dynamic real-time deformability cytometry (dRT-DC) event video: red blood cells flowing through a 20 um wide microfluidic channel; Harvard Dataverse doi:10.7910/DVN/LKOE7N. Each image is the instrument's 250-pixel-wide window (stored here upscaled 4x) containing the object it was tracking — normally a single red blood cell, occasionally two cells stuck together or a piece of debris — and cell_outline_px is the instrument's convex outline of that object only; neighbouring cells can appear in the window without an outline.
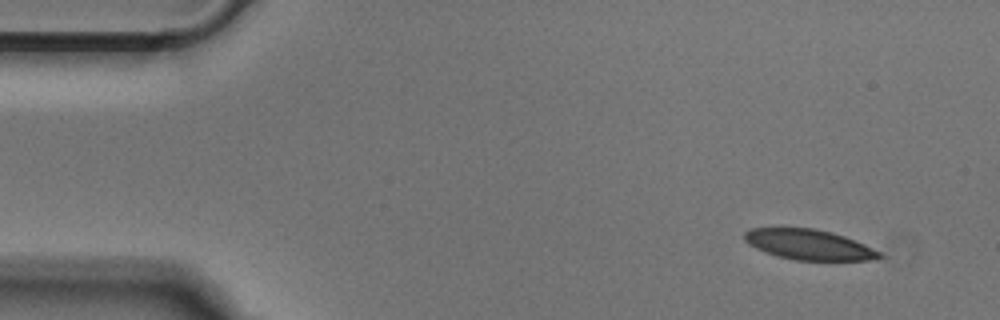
{"species": "Egyptian fruit bat (a non-hibernating species)", "species_latin": "Rousettus aegyptiacus", "temperature_condition": "cold", "stored_images_in_passage": 48, "camera_frame_rate_fps": 3000, "um_per_image_px": 0.085, "animal": {"sex": "male"}, "frame": {"image": 1, "passage_image": 1, "time_ms": 0.0, "image_size_px": [1000, 320], "cell_outline_px": [[884, 256], [868, 260], [796, 260], [780, 256], [756, 248], [748, 244], [744, 240], [744, 232], [752, 228], [812, 228], [832, 232], [844, 236], [864, 244], [880, 252]], "centroid_in_image_um": [68.75, 20.78], "position_along_channel_um": 16.3, "area_um2": 23.47}}
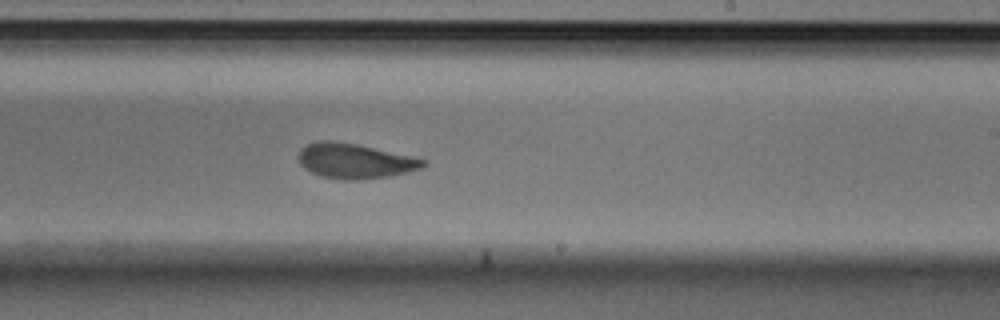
{"frame": {"image": 2, "passage_image": 27, "time_ms": 8.667, "image_size_px": [1000, 320], "cell_outline_px": [[428, 164], [424, 168], [408, 172], [388, 176], [360, 180], [344, 180], [320, 176], [304, 168], [300, 164], [296, 156], [308, 144], [316, 140], [328, 140], [356, 144], [428, 160]], "centroid_in_image_um": [30.17, 13.69], "position_along_channel_um": 258.8, "area_um2": 25.43}}
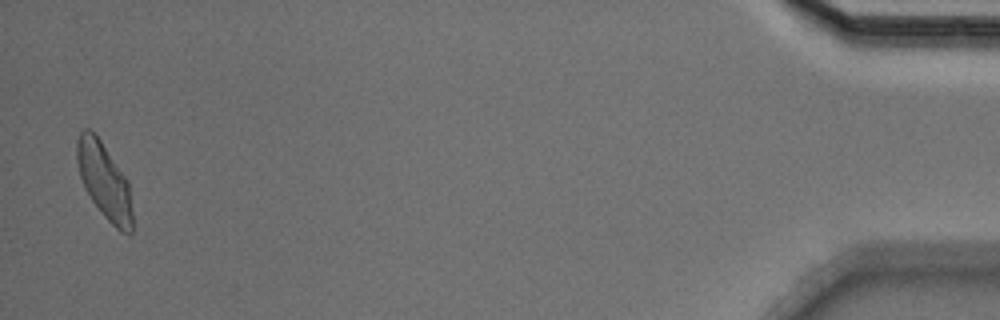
{"frame": {"image": 3, "passage_image": 47, "time_ms": 15.333, "image_size_px": [1000, 320], "cell_outline_px": [[132, 232], [128, 236], [120, 232], [104, 216], [92, 200], [84, 188], [80, 176], [76, 160], [76, 140], [80, 132], [84, 128], [88, 128], [100, 140], [128, 180], [132, 212]], "centroid_in_image_um": [8.86, 15.4], "position_along_channel_um": 426.3, "area_um2": 24.51}}